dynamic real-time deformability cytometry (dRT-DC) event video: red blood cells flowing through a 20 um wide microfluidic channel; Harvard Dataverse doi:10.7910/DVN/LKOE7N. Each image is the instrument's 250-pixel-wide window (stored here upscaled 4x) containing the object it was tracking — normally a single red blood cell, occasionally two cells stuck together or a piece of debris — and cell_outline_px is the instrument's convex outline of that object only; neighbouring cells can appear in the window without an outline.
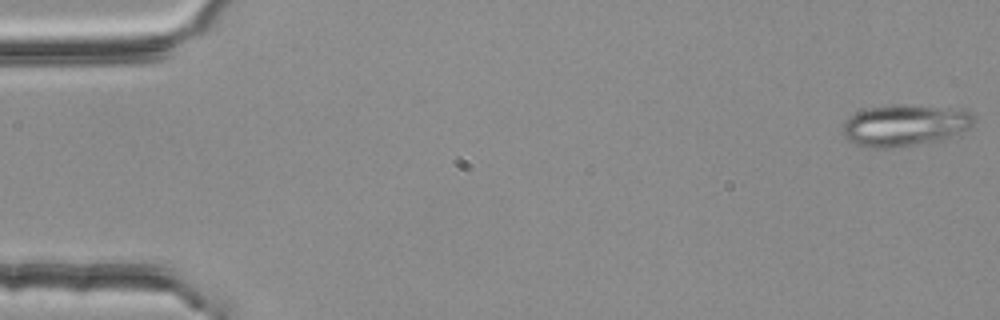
{"species": "common noctule bat (a hibernating species)", "species_latin": "Nyctalus noctula", "temperature_condition": "room temperature", "stored_images_in_passage": 11, "camera_frame_rate_fps": 3000, "um_per_image_px": 0.085, "animal": {"sex": "female", "body_mass_g": 25.1}, "frame": {"image": 1, "passage_image": 1, "time_ms": 0.0, "image_size_px": [1000, 320], "cell_outline_px": [[976, 120], [968, 128], [944, 140], [900, 148], [868, 148], [856, 144], [848, 140], [844, 136], [844, 124], [856, 112], [868, 108], [900, 104], [964, 108], [976, 116]], "centroid_in_image_um": [76.99, 10.66], "position_along_channel_um": 8.0, "area_um2": 32.25}}